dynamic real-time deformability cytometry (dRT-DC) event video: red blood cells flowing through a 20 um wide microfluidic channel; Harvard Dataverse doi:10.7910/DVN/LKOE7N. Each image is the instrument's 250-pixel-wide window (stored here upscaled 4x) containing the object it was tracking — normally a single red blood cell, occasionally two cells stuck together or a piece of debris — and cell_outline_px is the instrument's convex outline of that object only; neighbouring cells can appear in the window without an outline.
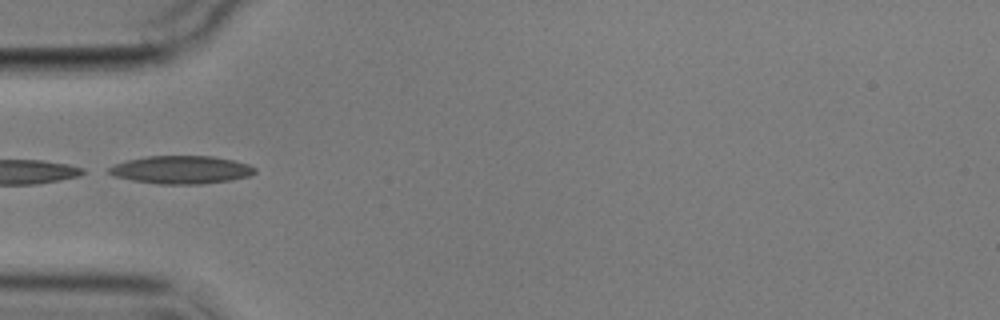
{"species": "common noctule bat (a hibernating species)", "species_latin": "Nyctalus noctula", "temperature_condition": "cold", "stored_images_in_passage": 7, "camera_frame_rate_fps": 3000, "um_per_image_px": 0.085, "animal": {"sex": "male", "body_mass_g": 17.9}, "frame": {"image": 1, "passage_image": 4, "time_ms": 3.333, "image_size_px": [1000, 320], "cell_outline_px": [[256, 172], [248, 176], [228, 180], [200, 184], [160, 184], [132, 180], [116, 176], [108, 172], [108, 168], [116, 164], [128, 160], [148, 156], [212, 156], [232, 160], [248, 164], [256, 168]], "centroid_in_image_um": [15.42, 14.43], "position_along_channel_um": 69.6, "area_um2": 23.47}}
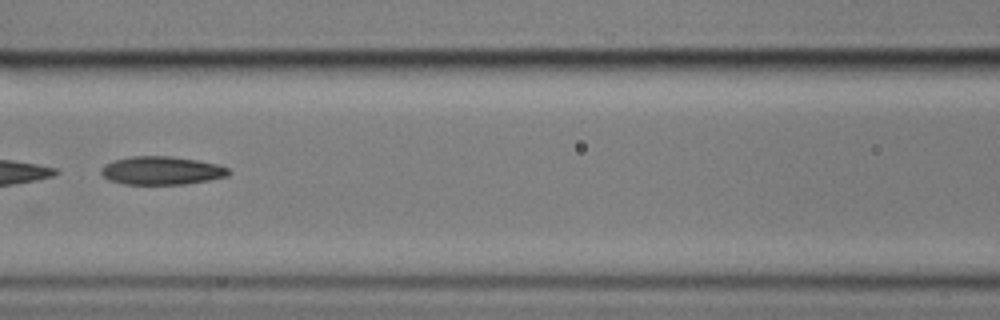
{"frame": {"image": 2, "passage_image": 6, "time_ms": 5.667, "image_size_px": [1000, 320], "cell_outline_px": [[232, 172], [228, 176], [208, 180], [184, 184], [124, 184], [108, 180], [100, 172], [100, 168], [104, 164], [116, 160], [132, 156], [168, 156], [196, 160], [220, 164], [228, 168]], "centroid_in_image_um": [13.75, 14.5], "position_along_channel_um": 152.9, "area_um2": 21.04}}
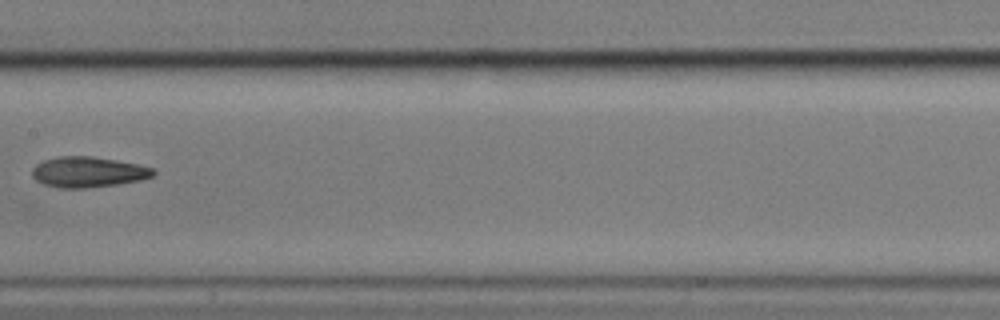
{"frame": {"image": 3, "passage_image": 7, "time_ms": 7.0, "image_size_px": [1000, 320], "cell_outline_px": [[156, 172], [152, 176], [140, 180], [120, 184], [84, 188], [56, 188], [44, 184], [36, 180], [32, 176], [32, 168], [36, 164], [44, 160], [60, 156], [92, 156], [116, 160], [136, 164], [152, 168]], "centroid_in_image_um": [7.46, 14.63], "position_along_channel_um": 199.9, "area_um2": 21.56}}